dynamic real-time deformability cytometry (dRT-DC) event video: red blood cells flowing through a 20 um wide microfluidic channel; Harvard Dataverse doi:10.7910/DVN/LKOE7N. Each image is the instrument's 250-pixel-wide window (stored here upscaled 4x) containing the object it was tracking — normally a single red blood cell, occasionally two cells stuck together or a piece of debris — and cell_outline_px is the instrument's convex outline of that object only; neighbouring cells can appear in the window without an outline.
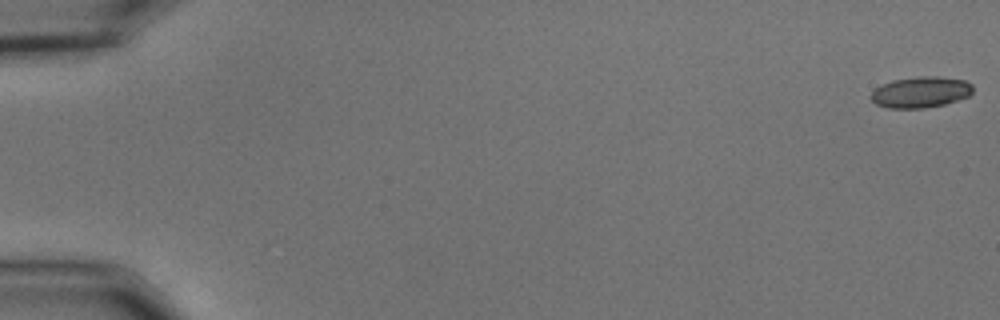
{"species": "common noctule bat (a hibernating species)", "species_latin": "Nyctalus noctula", "temperature_condition": "cold", "stored_images_in_passage": 23, "camera_frame_rate_fps": 3000, "um_per_image_px": 0.085, "animal": {"sex": "male", "body_mass_g": 15.6}, "frame": {"image": 1, "passage_image": 1, "time_ms": 0.0, "image_size_px": [1000, 320], "cell_outline_px": [[972, 92], [968, 96], [944, 104], [924, 108], [888, 108], [876, 104], [868, 96], [876, 88], [892, 80], [920, 76], [940, 76], [964, 80], [972, 84]], "centroid_in_image_um": [78.24, 7.83], "position_along_channel_um": 6.8, "area_um2": 18.38}}
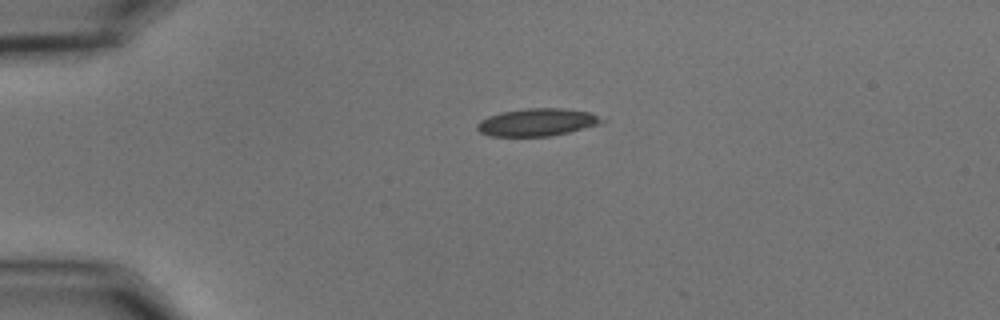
{"frame": {"image": 2, "passage_image": 14, "time_ms": 4.333, "image_size_px": [1000, 320], "cell_outline_px": [[608, 120], [600, 124], [568, 132], [548, 136], [488, 136], [480, 132], [476, 128], [476, 124], [480, 120], [488, 116], [500, 112], [528, 108], [560, 108], [588, 112]], "centroid_in_image_um": [45.63, 10.39], "position_along_channel_um": 39.4, "area_um2": 20.0}}